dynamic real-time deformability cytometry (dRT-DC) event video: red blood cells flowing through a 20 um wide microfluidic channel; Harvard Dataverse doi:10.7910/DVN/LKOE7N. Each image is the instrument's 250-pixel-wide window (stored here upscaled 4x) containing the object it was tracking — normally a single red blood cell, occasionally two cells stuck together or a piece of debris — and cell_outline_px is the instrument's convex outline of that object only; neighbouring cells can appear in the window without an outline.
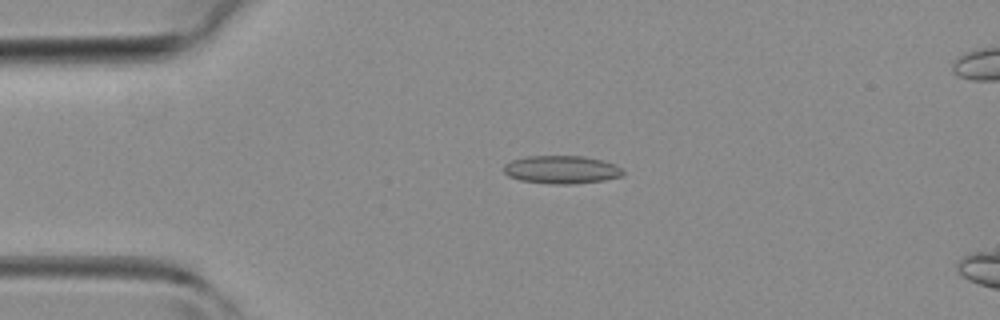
{"species": "common noctule bat (a hibernating species)", "species_latin": "Nyctalus noctula", "temperature_condition": "room temperature", "stored_images_in_passage": 6, "camera_frame_rate_fps": 3000, "um_per_image_px": 0.085, "animal": {"sex": "female", "body_mass_g": 19.3, "forearm_length_mm": 54.1}, "frame": {"image": 1, "passage_image": 2, "time_ms": 0.333, "image_size_px": [1000, 320], "cell_outline_px": [[624, 176], [604, 180], [576, 184], [548, 184], [520, 180], [508, 176], [504, 172], [504, 164], [512, 160], [528, 156], [580, 156], [600, 160], [612, 164], [620, 168], [624, 172]], "centroid_in_image_um": [47.71, 14.43], "position_along_channel_um": 37.3, "area_um2": 19.42}}